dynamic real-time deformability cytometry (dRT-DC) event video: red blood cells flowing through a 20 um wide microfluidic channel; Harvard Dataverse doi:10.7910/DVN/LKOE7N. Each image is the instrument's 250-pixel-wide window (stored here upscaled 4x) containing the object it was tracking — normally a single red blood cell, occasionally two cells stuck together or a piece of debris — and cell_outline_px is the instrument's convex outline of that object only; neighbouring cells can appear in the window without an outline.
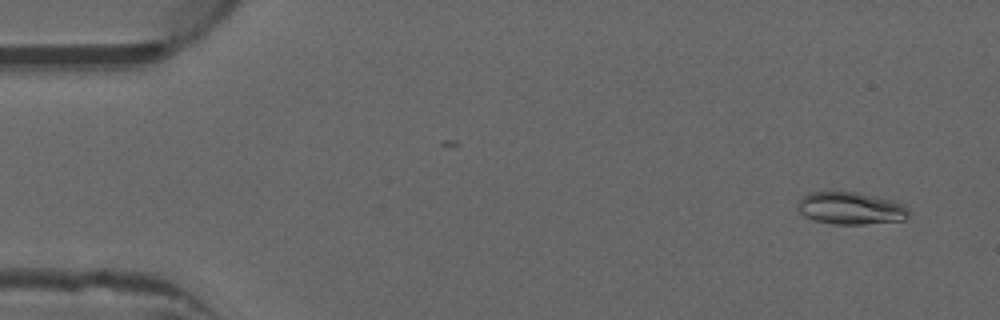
{"species": "common noctule bat (a hibernating species)", "species_latin": "Nyctalus noctula", "temperature_condition": "warm", "stored_images_in_passage": 51, "camera_frame_rate_fps": 3000, "um_per_image_px": 0.085, "animal": {"sex": "male", "forearm_length_mm": 52.5}, "frame": {"image": 1, "passage_image": 3, "time_ms": 0.667, "image_size_px": [1000, 320], "cell_outline_px": [[908, 216], [904, 220], [864, 224], [832, 224], [816, 220], [804, 216], [796, 208], [796, 204], [800, 196], [812, 192], [856, 192], [876, 196], [892, 200], [904, 204], [908, 208]], "centroid_in_image_um": [72.28, 17.7], "position_along_channel_um": 12.7, "area_um2": 21.04}}
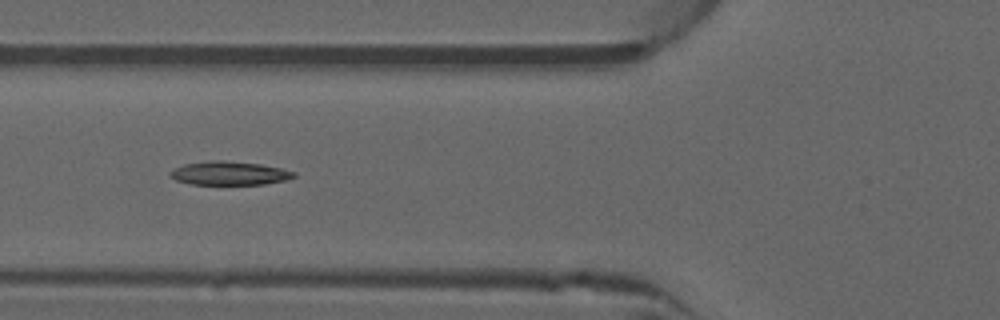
{"frame": {"image": 2, "passage_image": 19, "time_ms": 6.0, "image_size_px": [1000, 320], "cell_outline_px": [[296, 176], [288, 180], [264, 184], [192, 184], [176, 180], [168, 172], [184, 164], [212, 160], [224, 160], [260, 164], [280, 168], [296, 172]], "centroid_in_image_um": [19.54, 14.72], "position_along_channel_um": 106.3, "area_um2": 16.94}}
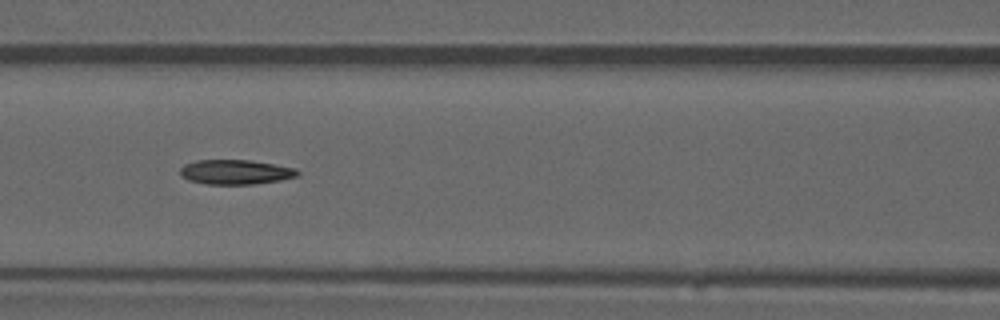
{"frame": {"image": 3, "passage_image": 22, "time_ms": 7.0, "image_size_px": [1000, 320], "cell_outline_px": [[300, 172], [296, 176], [280, 180], [252, 184], [204, 184], [188, 180], [180, 176], [180, 168], [184, 164], [196, 160], [248, 160], [296, 168]], "centroid_in_image_um": [19.97, 14.62], "position_along_channel_um": 146.6, "area_um2": 16.82}, "authors_computed_cell_mechanics": {"area_um2": 16.9932, "velocity_mm_per_s": 4.0134, "shape_relaxation_time_tau1_ms": 8.3366, "shape_relaxation_time_tau2_ms": 5.9435, "deformation_change_tau1": 0.2067, "deformation_change_tau2": 0.1469}}